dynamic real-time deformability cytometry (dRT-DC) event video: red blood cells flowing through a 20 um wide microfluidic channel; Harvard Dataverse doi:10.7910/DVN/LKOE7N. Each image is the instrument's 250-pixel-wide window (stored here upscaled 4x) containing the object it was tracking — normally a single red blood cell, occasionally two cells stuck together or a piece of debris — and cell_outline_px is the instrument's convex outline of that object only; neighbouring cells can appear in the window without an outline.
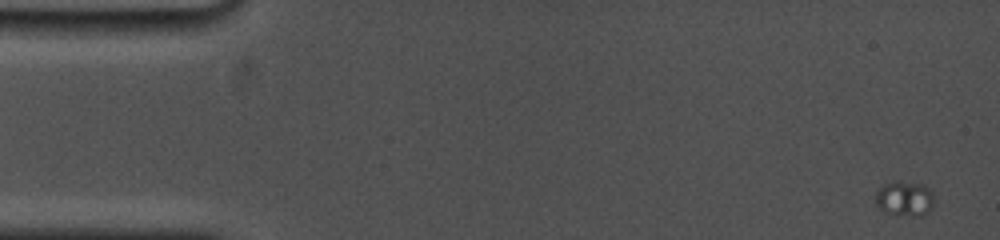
{"species": "common noctule bat (a hibernating species)", "species_latin": "Nyctalus noctula", "temperature_condition": "cold", "stored_images_in_passage": 25, "camera_frame_rate_fps": 5000, "um_per_image_px": 0.085, "animal": {"sex": "female", "body_mass_g": 19.0, "forearm_length_mm": 53.3}, "frame": {"image": 1, "passage_image": 1, "time_ms": 0.0, "image_size_px": [1000, 240], "cell_outline_px": [[932, 208], [928, 212], [920, 216], [916, 216], [888, 212], [880, 208], [876, 204], [876, 192], [884, 184], [896, 180], [924, 184], [932, 192]], "centroid_in_image_um": [76.9, 16.85], "position_along_channel_um": 8.1, "area_um2": 11.73}}